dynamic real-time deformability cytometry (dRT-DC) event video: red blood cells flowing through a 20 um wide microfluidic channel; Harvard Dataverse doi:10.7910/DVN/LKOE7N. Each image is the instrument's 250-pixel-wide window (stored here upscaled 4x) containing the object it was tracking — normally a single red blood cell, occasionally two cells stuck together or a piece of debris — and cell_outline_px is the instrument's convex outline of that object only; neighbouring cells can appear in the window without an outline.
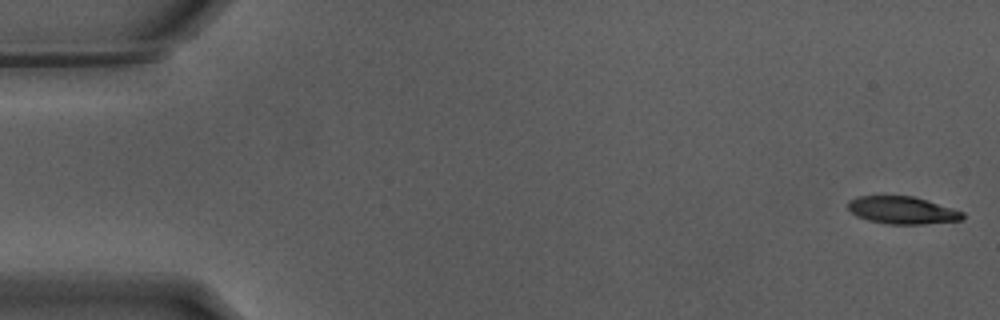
{"species": "Egyptian fruit bat (a non-hibernating species)", "species_latin": "Rousettus aegyptiacus", "temperature_condition": "warm", "stored_images_in_passage": 54, "camera_frame_rate_fps": 3000, "um_per_image_px": 0.085, "animal": {"sex": "male"}, "frame": {"image": 1, "passage_image": 1, "time_ms": 0.0, "image_size_px": [1000, 320], "cell_outline_px": [[964, 216], [960, 220], [924, 224], [888, 224], [868, 220], [856, 216], [848, 208], [848, 200], [856, 196], [912, 196], [964, 212]], "centroid_in_image_um": [76.65, 17.87], "position_along_channel_um": 8.4, "area_um2": 18.15}}
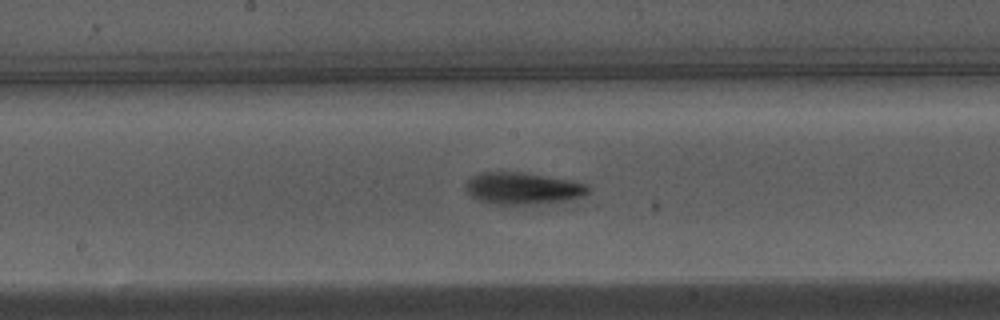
{"frame": {"image": 2, "passage_image": 28, "time_ms": 9.0, "image_size_px": [1000, 320], "cell_outline_px": [[592, 188], [584, 196], [568, 200], [528, 204], [492, 204], [480, 200], [472, 196], [464, 188], [468, 180], [472, 176], [480, 172], [516, 172], [572, 180], [584, 184]], "centroid_in_image_um": [44.43, 16.01], "position_along_channel_um": 203.8, "area_um2": 22.48}}
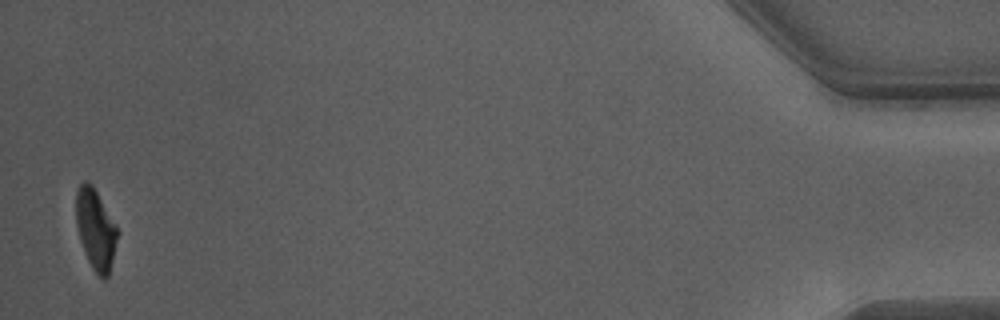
{"frame": {"image": 3, "passage_image": 53, "time_ms": 17.333, "image_size_px": [1000, 320], "cell_outline_px": [[120, 232], [108, 276], [104, 280], [92, 268], [84, 252], [80, 240], [76, 224], [76, 192], [80, 184], [84, 180], [92, 184], [116, 224]], "centroid_in_image_um": [8.14, 19.48], "position_along_channel_um": 427.1, "area_um2": 19.48}, "authors_computed_cell_mechanics": {"area_um2": 20.8369, "velocity_mm_per_s": 3.8251, "shape_relaxation_time_tau1_ms": 3.1137, "shape_relaxation_time_tau2_ms": 2.874, "deformation_change_tau1": 0.1792, "deformation_change_tau2": 0.1144}}